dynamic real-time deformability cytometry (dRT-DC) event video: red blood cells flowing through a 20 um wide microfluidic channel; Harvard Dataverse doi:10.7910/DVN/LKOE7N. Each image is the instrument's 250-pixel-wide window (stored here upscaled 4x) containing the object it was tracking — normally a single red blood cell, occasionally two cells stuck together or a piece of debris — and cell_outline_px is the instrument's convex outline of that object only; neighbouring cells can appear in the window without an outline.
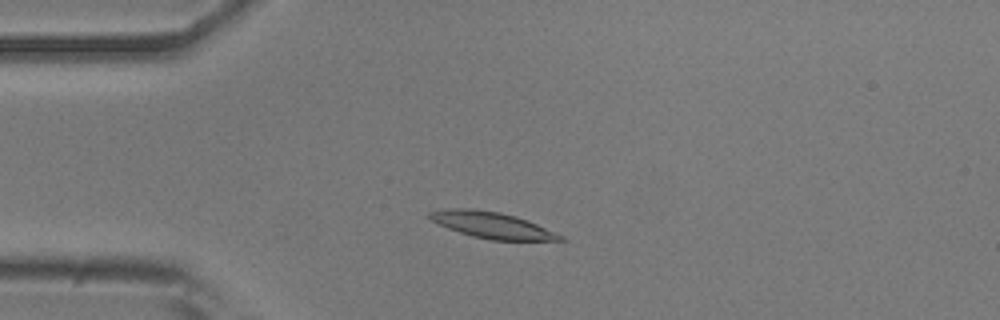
{"species": "common noctule bat (a hibernating species)", "species_latin": "Nyctalus noctula", "temperature_condition": "room temperature", "stored_images_in_passage": 40, "camera_frame_rate_fps": 3000, "um_per_image_px": 0.085, "animal": {"sex": "male", "body_mass_g": 20.5, "forearm_length_mm": 52.5}, "frame": {"image": 1, "passage_image": 9, "time_ms": 2.667, "image_size_px": [1000, 320], "cell_outline_px": [[568, 240], [492, 240], [472, 236], [448, 228], [432, 220], [428, 216], [428, 212], [448, 208], [472, 208], [500, 212], [516, 216], [536, 224], [564, 236]], "centroid_in_image_um": [41.81, 19.13], "position_along_channel_um": 43.2, "area_um2": 19.77}}
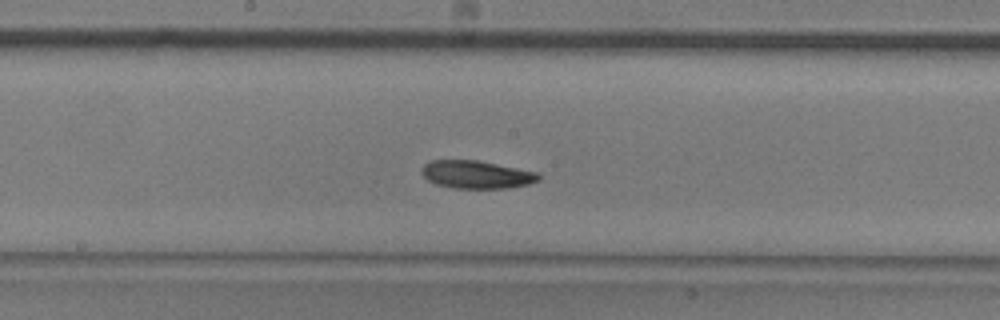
{"frame": {"image": 2, "passage_image": 24, "time_ms": 7.667, "image_size_px": [1000, 320], "cell_outline_px": [[540, 180], [528, 184], [508, 188], [452, 188], [436, 184], [428, 180], [420, 172], [424, 164], [432, 160], [476, 160], [540, 172]], "centroid_in_image_um": [40.52, 14.83], "position_along_channel_um": 207.7, "area_um2": 19.07}}
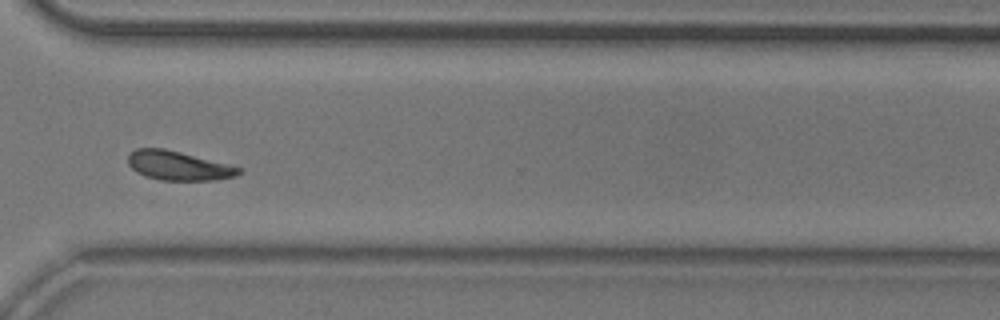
{"frame": {"image": 3, "passage_image": 36, "time_ms": 11.667, "image_size_px": [1000, 320], "cell_outline_px": [[244, 168], [236, 176], [212, 180], [160, 180], [144, 176], [136, 172], [128, 164], [128, 152], [136, 148], [164, 148]], "centroid_in_image_um": [15.12, 14.08], "position_along_channel_um": 355.5, "area_um2": 18.84}, "authors_computed_cell_mechanics": {"area_um2": 19.1318, "velocity_mm_per_s": 3.7041, "shape_relaxation_time_tau1_ms": 3.2258, "shape_relaxation_time_tau2_ms": null, "deformation_change_tau1": 0.1289, "deformation_change_tau2": null}}